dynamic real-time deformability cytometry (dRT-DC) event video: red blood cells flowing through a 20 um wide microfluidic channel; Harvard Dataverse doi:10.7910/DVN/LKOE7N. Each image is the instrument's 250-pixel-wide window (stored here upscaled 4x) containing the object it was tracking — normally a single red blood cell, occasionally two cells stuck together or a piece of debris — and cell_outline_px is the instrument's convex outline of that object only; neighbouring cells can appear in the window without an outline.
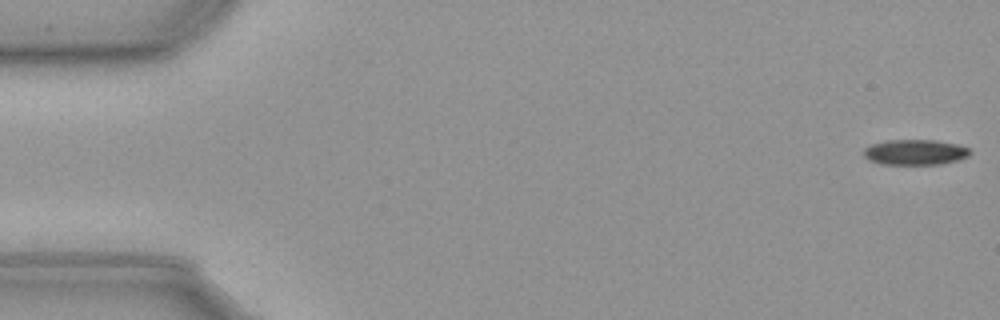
{"species": "common noctule bat (a hibernating species)", "species_latin": "Nyctalus noctula", "temperature_condition": "cold", "stored_images_in_passage": 57, "camera_frame_rate_fps": 3000, "um_per_image_px": 0.085, "animal": {"sex": "male", "body_mass_g": 23.1, "forearm_length_mm": 52.7}, "frame": {"image": 1, "passage_image": 1, "time_ms": 0.0, "image_size_px": [1000, 320], "cell_outline_px": [[972, 152], [968, 156], [956, 160], [940, 164], [880, 164], [868, 160], [864, 156], [864, 148], [872, 144], [888, 140], [936, 140], [956, 144], [968, 148]], "centroid_in_image_um": [77.76, 12.94], "position_along_channel_um": 7.2, "area_um2": 15.66}}
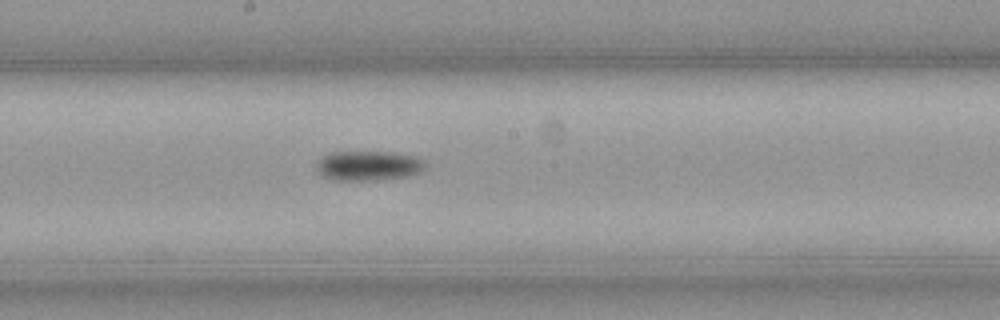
{"frame": {"image": 2, "passage_image": 30, "time_ms": 9.667, "image_size_px": [1000, 320], "cell_outline_px": [[424, 168], [408, 176], [376, 180], [336, 180], [324, 176], [316, 168], [316, 164], [320, 156], [332, 152], [396, 152], [416, 156], [424, 160]], "centroid_in_image_um": [31.29, 14.07], "position_along_channel_um": 216.9, "area_um2": 18.79}}
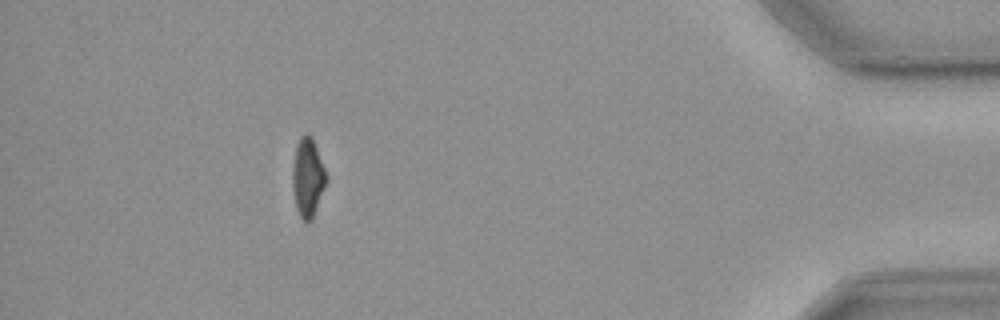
{"frame": {"image": 3, "passage_image": 51, "time_ms": 16.667, "image_size_px": [1000, 320], "cell_outline_px": [[328, 180], [312, 220], [304, 220], [300, 216], [296, 208], [292, 188], [292, 168], [296, 144], [300, 136], [304, 132], [308, 132], [312, 136], [328, 176]], "centroid_in_image_um": [26.16, 15.03], "position_along_channel_um": 409.0, "area_um2": 15.84}, "authors_computed_cell_mechanics": {"area_um2": 16.8198, "velocity_mm_per_s": 3.6185, "shape_relaxation_time_tau1_ms": 3.4919, "shape_relaxation_time_tau2_ms": null, "deformation_change_tau1": 0.0973, "deformation_change_tau2": null}}